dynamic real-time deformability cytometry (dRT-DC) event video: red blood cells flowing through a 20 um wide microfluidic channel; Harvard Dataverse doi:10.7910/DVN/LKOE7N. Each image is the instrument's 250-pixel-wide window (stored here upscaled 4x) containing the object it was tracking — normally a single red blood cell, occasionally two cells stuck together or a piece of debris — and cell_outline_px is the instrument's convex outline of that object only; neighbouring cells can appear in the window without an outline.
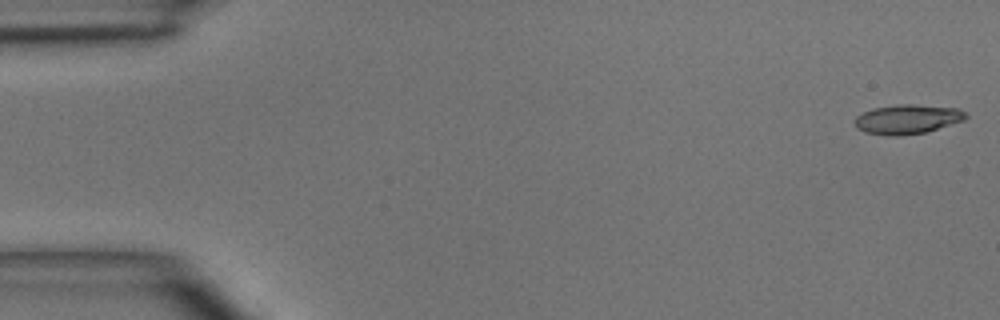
{"species": "common noctule bat (a hibernating species)", "species_latin": "Nyctalus noctula", "temperature_condition": "room temperature", "stored_images_in_passage": 3, "camera_frame_rate_fps": 3000, "um_per_image_px": 0.085, "animal": {"sex": "male", "body_mass_g": 15.6}, "frame": {"image": 1, "passage_image": 1, "time_ms": 0.0, "image_size_px": [1000, 320], "cell_outline_px": [[968, 116], [964, 120], [924, 132], [900, 136], [888, 136], [864, 132], [856, 128], [852, 120], [856, 116], [872, 108], [896, 104], [912, 104], [960, 108]], "centroid_in_image_um": [77.07, 10.13], "position_along_channel_um": 7.9, "area_um2": 19.19}}